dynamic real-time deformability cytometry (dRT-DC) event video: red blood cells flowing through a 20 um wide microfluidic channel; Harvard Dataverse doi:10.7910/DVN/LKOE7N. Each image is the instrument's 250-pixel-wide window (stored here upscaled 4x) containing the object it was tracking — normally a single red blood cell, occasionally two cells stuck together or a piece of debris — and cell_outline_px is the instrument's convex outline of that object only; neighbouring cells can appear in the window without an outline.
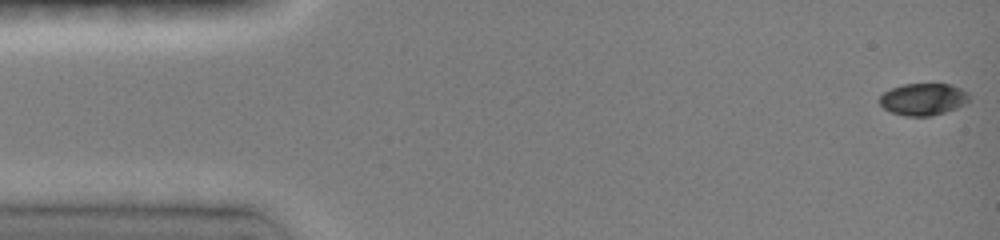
{"species": "common noctule bat (a hibernating species)", "species_latin": "Nyctalus noctula", "temperature_condition": "room temperature", "stored_images_in_passage": 7, "camera_frame_rate_fps": 3000, "um_per_image_px": 0.085, "animal": {"sex": "female", "body_mass_g": 19.0, "forearm_length_mm": 51.5}, "frame": {"image": 1, "passage_image": 1, "time_ms": 0.0, "image_size_px": [1000, 240], "cell_outline_px": [[968, 100], [964, 104], [956, 108], [932, 116], [904, 116], [892, 112], [884, 108], [880, 104], [880, 96], [884, 92], [892, 88], [904, 84], [948, 84], [960, 88], [968, 92]], "centroid_in_image_um": [78.46, 8.44], "position_along_channel_um": 6.5, "area_um2": 16.53}}
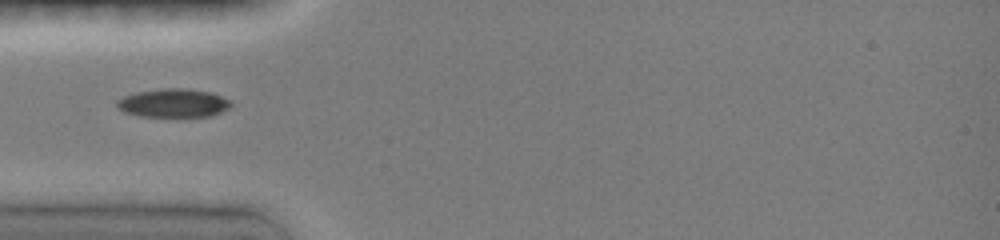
{"frame": {"image": 2, "passage_image": 5, "time_ms": 4.667, "image_size_px": [1000, 240], "cell_outline_px": [[232, 104], [228, 108], [212, 116], [140, 116], [124, 112], [116, 104], [116, 100], [124, 96], [136, 92], [164, 88], [184, 88], [212, 92], [232, 100]], "centroid_in_image_um": [14.76, 8.75], "position_along_channel_um": 70.2, "area_um2": 18.96}}
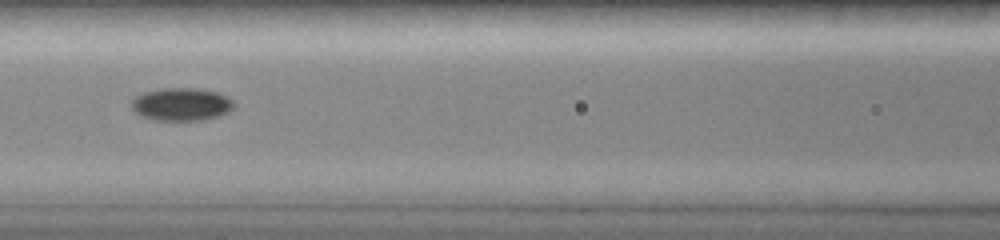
{"frame": {"image": 3, "passage_image": 7, "time_ms": 6.667, "image_size_px": [1000, 240], "cell_outline_px": [[236, 104], [228, 112], [220, 116], [204, 120], [156, 120], [140, 116], [132, 108], [132, 100], [136, 96], [144, 92], [160, 88], [200, 88], [216, 92], [228, 96]], "centroid_in_image_um": [15.45, 8.86], "position_along_channel_um": 151.2, "area_um2": 19.77}}